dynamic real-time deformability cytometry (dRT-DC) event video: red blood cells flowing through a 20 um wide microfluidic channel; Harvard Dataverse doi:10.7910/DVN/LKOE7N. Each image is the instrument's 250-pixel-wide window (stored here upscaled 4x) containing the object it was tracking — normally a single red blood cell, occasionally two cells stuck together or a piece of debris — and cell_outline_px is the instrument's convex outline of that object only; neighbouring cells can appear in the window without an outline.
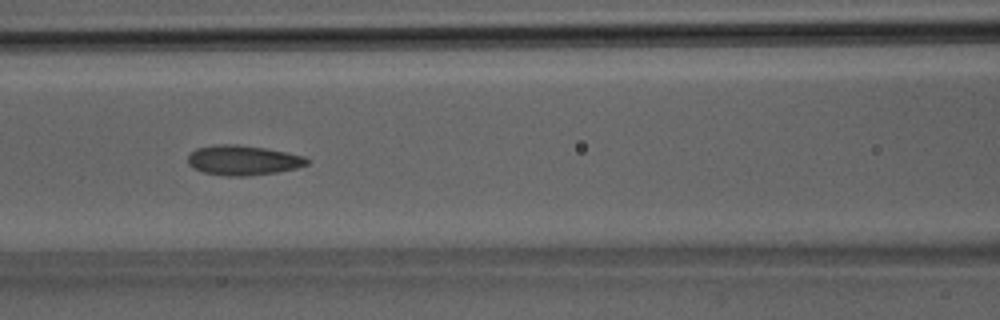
{"species": "Egyptian fruit bat (a non-hibernating species)", "species_latin": "Rousettus aegyptiacus", "temperature_condition": "room temperature", "stored_images_in_passage": 33, "camera_frame_rate_fps": 3000, "um_per_image_px": 0.085, "animal": {"sex": "male"}, "frame": {"image": 1, "passage_image": 12, "time_ms": 3.667, "image_size_px": [1000, 320], "cell_outline_px": [[312, 160], [308, 164], [296, 168], [276, 172], [248, 176], [224, 176], [204, 172], [188, 164], [188, 156], [196, 148], [212, 144], [236, 144], [264, 148], [304, 156]], "centroid_in_image_um": [20.66, 13.62], "position_along_channel_um": 145.9, "area_um2": 20.69}}
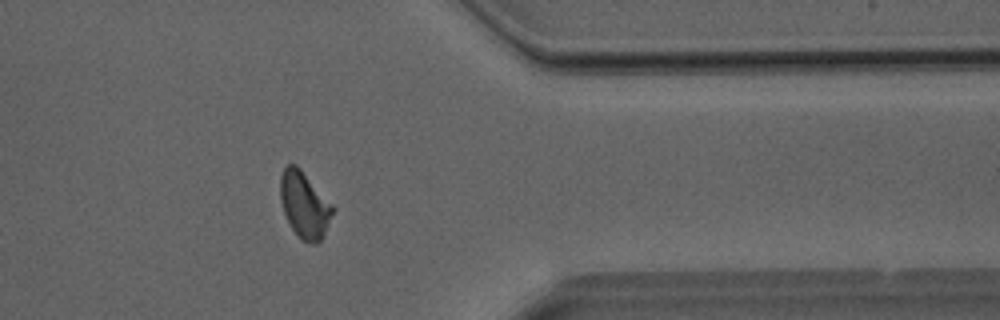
{"frame": {"image": 2, "passage_image": 26, "time_ms": 8.333, "image_size_px": [1000, 320], "cell_outline_px": [[332, 212], [324, 232], [320, 240], [316, 244], [312, 244], [300, 240], [292, 228], [284, 212], [280, 200], [280, 176], [284, 168], [288, 164], [296, 164], [300, 168], [332, 204]], "centroid_in_image_um": [25.84, 17.4], "position_along_channel_um": 385.6, "area_um2": 19.83}}
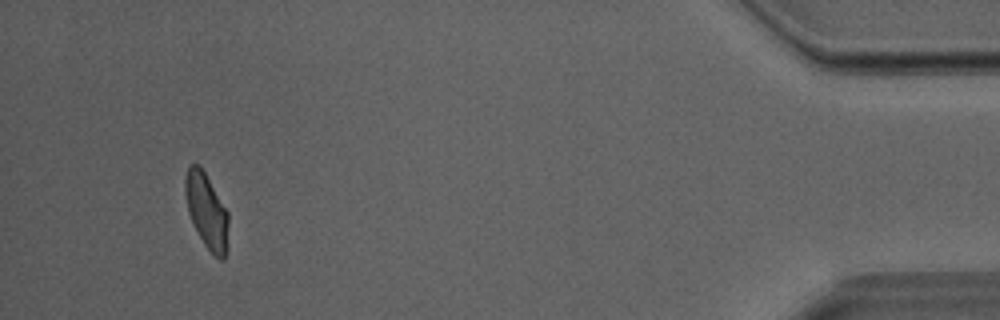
{"frame": {"image": 3, "passage_image": 31, "time_ms": 10.0, "image_size_px": [1000, 320], "cell_outline_px": [[228, 248], [224, 260], [220, 260], [212, 256], [204, 244], [188, 212], [184, 192], [184, 176], [188, 164], [200, 164], [228, 212]], "centroid_in_image_um": [17.56, 17.93], "position_along_channel_um": 417.6, "area_um2": 19.25}}